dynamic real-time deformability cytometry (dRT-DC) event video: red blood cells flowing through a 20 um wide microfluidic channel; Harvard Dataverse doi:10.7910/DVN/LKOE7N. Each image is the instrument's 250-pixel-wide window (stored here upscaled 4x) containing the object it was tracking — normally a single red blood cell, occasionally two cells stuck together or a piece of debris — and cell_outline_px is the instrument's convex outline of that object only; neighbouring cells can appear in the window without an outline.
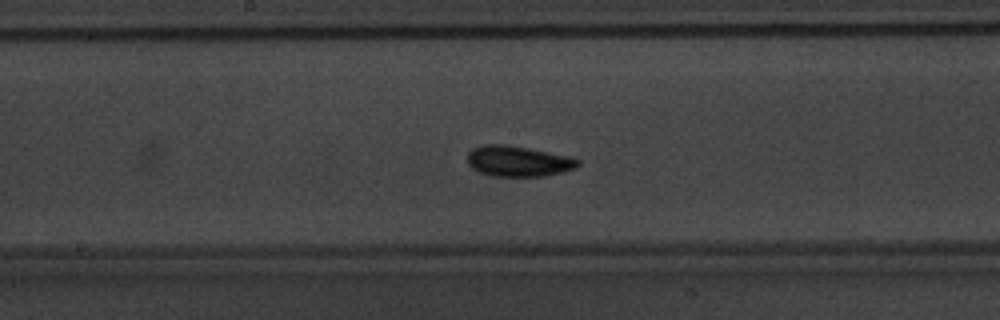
{"species": "common noctule bat (a hibernating species)", "species_latin": "Nyctalus noctula", "temperature_condition": "warm", "stored_images_in_passage": 42, "camera_frame_rate_fps": 3000, "um_per_image_px": 0.085, "animal": {"sex": "male", "body_mass_g": 20.1, "forearm_length_mm": 53.5}, "frame": {"image": 1, "passage_image": 17, "time_ms": 5.333, "image_size_px": [1000, 320], "cell_outline_px": [[580, 164], [576, 168], [544, 176], [492, 176], [480, 172], [472, 168], [468, 164], [468, 152], [472, 148], [484, 144], [508, 144], [572, 156], [580, 160]], "centroid_in_image_um": [44.06, 13.68], "position_along_channel_um": 204.1, "area_um2": 19.94}}
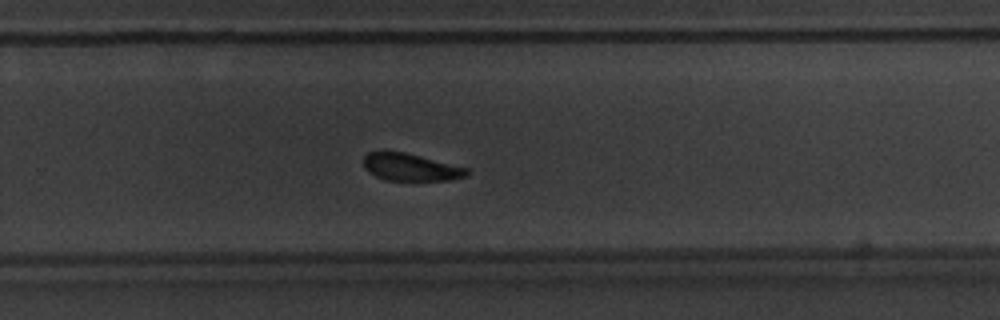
{"frame": {"image": 2, "passage_image": 24, "time_ms": 7.667, "image_size_px": [1000, 320], "cell_outline_px": [[468, 172], [464, 176], [452, 180], [384, 180], [368, 172], [364, 168], [364, 156], [368, 152], [380, 148], [384, 148], [404, 152], [468, 168]], "centroid_in_image_um": [34.8, 14.17], "position_along_channel_um": 295.0, "area_um2": 16.76}}
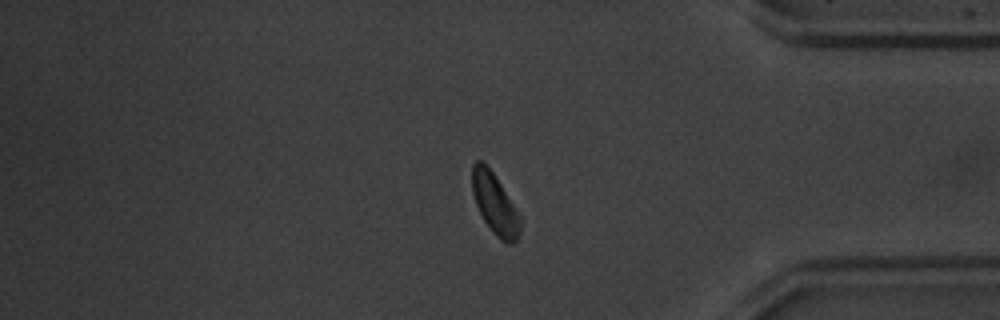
{"frame": {"image": 3, "passage_image": 33, "time_ms": 10.667, "image_size_px": [1000, 320], "cell_outline_px": [[520, 232], [516, 240], [512, 244], [508, 244], [500, 240], [492, 232], [484, 220], [476, 204], [472, 192], [472, 164], [476, 160], [480, 160], [492, 172], [500, 184], [520, 216]], "centroid_in_image_um": [42.05, 17.36], "position_along_channel_um": 393.2, "area_um2": 16.65}, "authors_computed_cell_mechanics": {"area_um2": 18.1203, "velocity_mm_per_s": 3.9103, "shape_relaxation_time_tau1_ms": 3.0067, "shape_relaxation_time_tau2_ms": 2.303, "deformation_change_tau1": 0.1525, "deformation_change_tau2": 0.072}}